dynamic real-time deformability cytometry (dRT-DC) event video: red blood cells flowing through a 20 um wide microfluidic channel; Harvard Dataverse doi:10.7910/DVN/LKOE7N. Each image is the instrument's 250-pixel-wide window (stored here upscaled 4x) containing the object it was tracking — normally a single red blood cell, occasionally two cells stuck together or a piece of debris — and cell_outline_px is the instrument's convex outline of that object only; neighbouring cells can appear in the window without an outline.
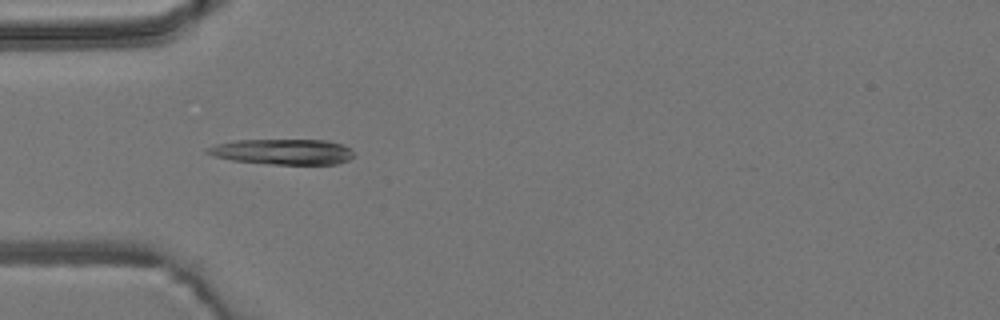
{"species": "common noctule bat (a hibernating species)", "species_latin": "Nyctalus noctula", "temperature_condition": "room temperature", "stored_images_in_passage": 6, "camera_frame_rate_fps": 3000, "um_per_image_px": 0.085, "animal": {"sex": "male", "body_mass_g": 19.2, "forearm_length_mm": 51.8}, "frame": {"image": 1, "passage_image": 4, "time_ms": 3.667, "image_size_px": [1000, 320], "cell_outline_px": [[352, 156], [348, 160], [336, 164], [272, 164], [232, 160], [216, 156], [204, 152], [204, 148], [216, 144], [236, 140], [328, 140], [340, 144], [348, 148], [352, 152]], "centroid_in_image_um": [23.99, 12.89], "position_along_channel_um": 61.0, "area_um2": 21.56}}
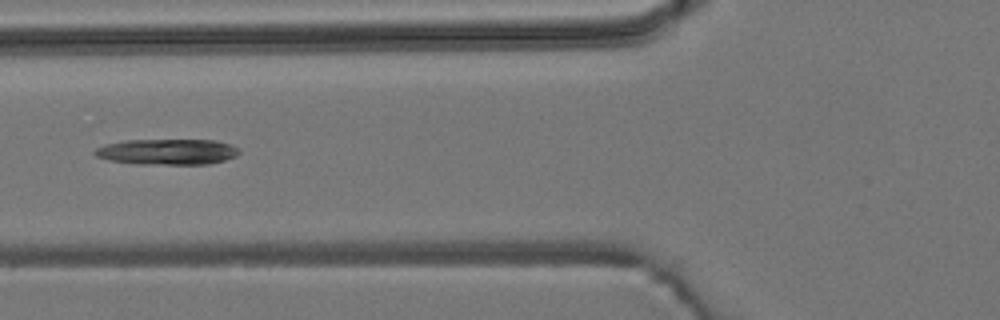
{"frame": {"image": 2, "passage_image": 5, "time_ms": 5.0, "image_size_px": [1000, 320], "cell_outline_px": [[240, 152], [236, 156], [224, 160], [208, 164], [136, 164], [108, 160], [96, 156], [92, 152], [96, 148], [108, 144], [124, 140], [216, 140], [240, 148]], "centroid_in_image_um": [14.22, 12.9], "position_along_channel_um": 111.6, "area_um2": 21.68}}
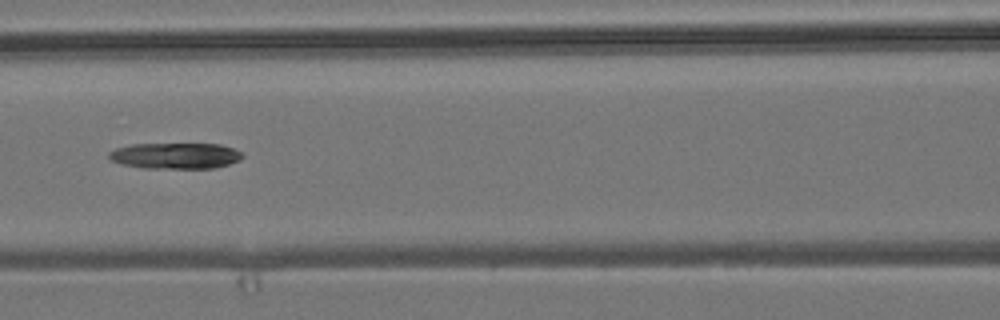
{"frame": {"image": 3, "passage_image": 6, "time_ms": 6.0, "image_size_px": [1000, 320], "cell_outline_px": [[244, 156], [240, 160], [228, 164], [212, 168], [144, 168], [124, 164], [112, 160], [108, 156], [108, 152], [116, 148], [132, 144], [220, 144], [244, 152]], "centroid_in_image_um": [14.94, 13.23], "position_along_channel_um": 151.7, "area_um2": 20.17}}